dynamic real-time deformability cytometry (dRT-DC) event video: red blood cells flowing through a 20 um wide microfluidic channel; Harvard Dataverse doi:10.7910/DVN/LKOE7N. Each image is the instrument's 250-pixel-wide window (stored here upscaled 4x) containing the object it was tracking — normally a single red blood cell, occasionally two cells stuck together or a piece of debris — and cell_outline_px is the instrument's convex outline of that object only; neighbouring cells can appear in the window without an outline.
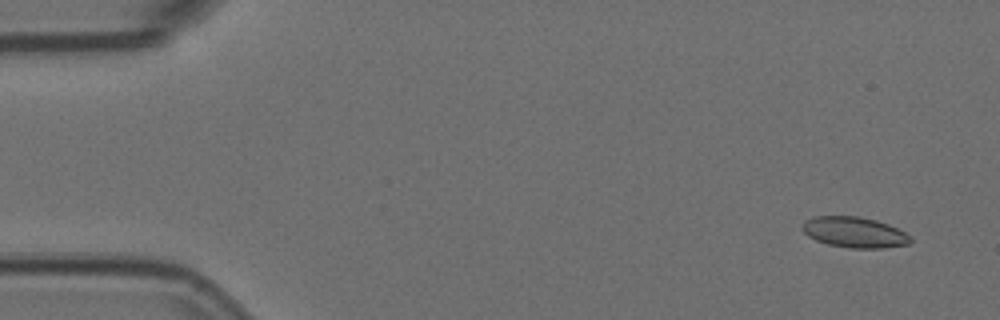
{"species": "Egyptian fruit bat (a non-hibernating species)", "species_latin": "Rousettus aegyptiacus", "temperature_condition": "room temperature", "stored_images_in_passage": 5, "camera_frame_rate_fps": 3000, "um_per_image_px": 0.085, "animal": {"sex": "female"}, "frame": {"image": 1, "passage_image": 1, "time_ms": 0.0, "image_size_px": [1000, 320], "cell_outline_px": [[912, 240], [908, 244], [884, 248], [848, 248], [828, 244], [816, 240], [808, 236], [800, 228], [800, 224], [804, 220], [812, 216], [860, 216], [876, 220], [888, 224], [904, 232]], "centroid_in_image_um": [72.56, 19.73], "position_along_channel_um": 12.4, "area_um2": 19.48}}
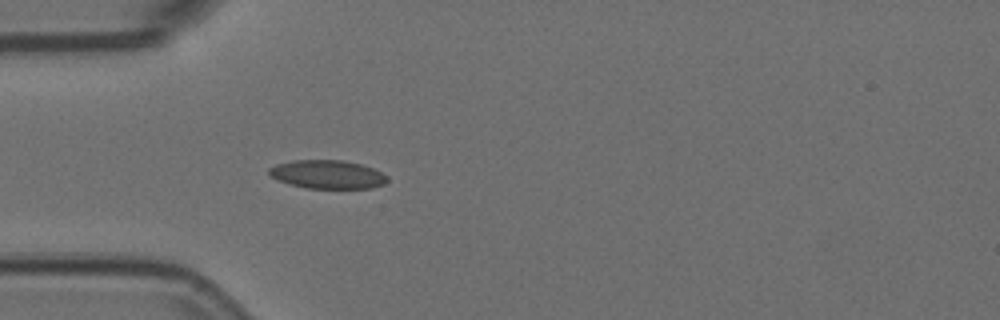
{"frame": {"image": 2, "passage_image": 5, "time_ms": 1.333, "image_size_px": [1000, 320], "cell_outline_px": [[388, 180], [384, 184], [372, 188], [308, 188], [288, 184], [276, 180], [268, 176], [268, 168], [276, 164], [292, 160], [344, 160], [360, 164], [372, 168], [388, 176]], "centroid_in_image_um": [27.79, 14.82], "position_along_channel_um": 57.2, "area_um2": 19.83}}